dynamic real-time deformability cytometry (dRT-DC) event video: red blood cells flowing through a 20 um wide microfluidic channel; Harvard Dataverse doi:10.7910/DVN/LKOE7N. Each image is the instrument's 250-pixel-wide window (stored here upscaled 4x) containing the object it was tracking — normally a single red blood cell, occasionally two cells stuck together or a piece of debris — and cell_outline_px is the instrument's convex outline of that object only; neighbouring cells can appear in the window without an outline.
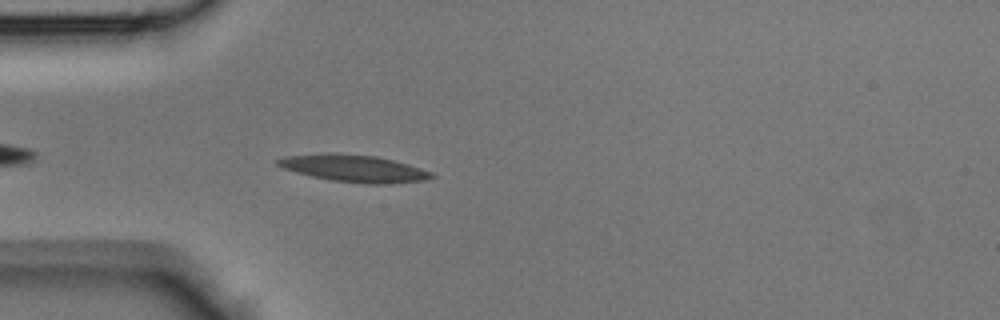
{"species": "Egyptian fruit bat (a non-hibernating species)", "species_latin": "Rousettus aegyptiacus", "temperature_condition": "room temperature", "stored_images_in_passage": 34, "camera_frame_rate_fps": 3000, "um_per_image_px": 0.085, "animal": {"sex": "male"}, "frame": {"image": 1, "passage_image": 4, "time_ms": 1.0, "image_size_px": [1000, 320], "cell_outline_px": [[436, 176], [428, 180], [388, 184], [368, 184], [332, 180], [312, 176], [296, 172], [284, 168], [276, 164], [276, 160], [288, 156], [376, 156], [408, 164], [432, 172]], "centroid_in_image_um": [30.24, 14.38], "position_along_channel_um": 54.8, "area_um2": 22.95}}
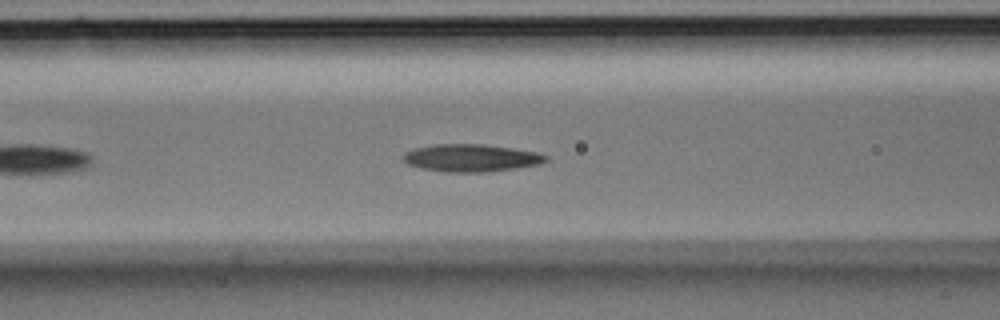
{"frame": {"image": 2, "passage_image": 9, "time_ms": 2.667, "image_size_px": [1000, 320], "cell_outline_px": [[548, 160], [540, 164], [516, 168], [488, 172], [444, 172], [420, 168], [408, 164], [404, 160], [404, 152], [416, 148], [432, 144], [484, 144], [512, 148], [536, 152], [548, 156]], "centroid_in_image_um": [40.05, 13.42], "position_along_channel_um": 126.5, "area_um2": 22.89}}
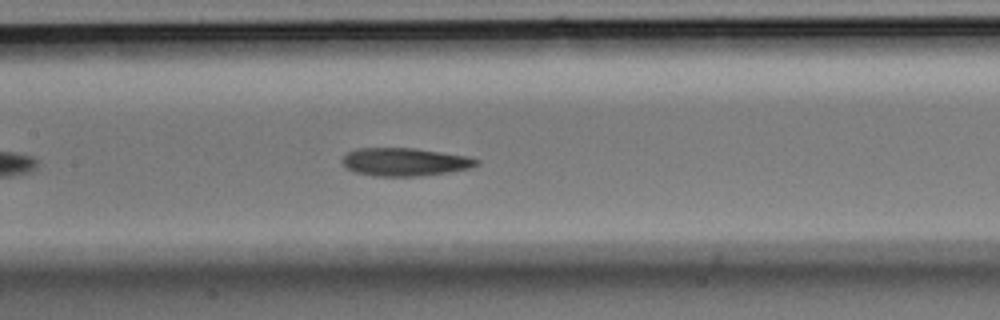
{"frame": {"image": 3, "passage_image": 12, "time_ms": 3.667, "image_size_px": [1000, 320], "cell_outline_px": [[480, 164], [468, 168], [448, 172], [420, 176], [372, 176], [356, 172], [348, 168], [340, 160], [348, 152], [356, 148], [416, 148], [464, 156], [480, 160]], "centroid_in_image_um": [34.38, 13.76], "position_along_channel_um": 173.0, "area_um2": 21.79}}